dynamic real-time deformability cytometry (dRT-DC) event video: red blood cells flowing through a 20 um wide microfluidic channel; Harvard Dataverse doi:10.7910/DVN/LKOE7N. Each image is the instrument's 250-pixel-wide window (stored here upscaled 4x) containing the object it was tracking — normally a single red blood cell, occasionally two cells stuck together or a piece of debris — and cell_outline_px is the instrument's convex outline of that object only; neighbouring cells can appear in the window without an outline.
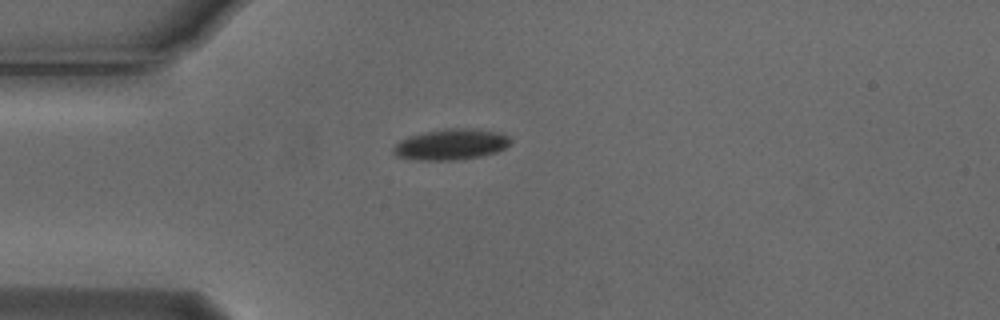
{"species": "Egyptian fruit bat (a non-hibernating species)", "species_latin": "Rousettus aegyptiacus", "temperature_condition": "cold", "stored_images_in_passage": 3, "camera_frame_rate_fps": 3000, "um_per_image_px": 0.085, "animal": {"sex": "male"}, "frame": {"image": 1, "passage_image": 1, "time_ms": 0.0, "image_size_px": [1000, 320], "cell_outline_px": [[512, 140], [504, 148], [496, 152], [480, 156], [452, 160], [420, 160], [396, 156], [392, 152], [392, 148], [400, 140], [408, 136], [424, 132], [444, 128], [472, 128], [496, 132], [508, 136]], "centroid_in_image_um": [38.3, 12.26], "position_along_channel_um": 46.7, "area_um2": 20.98}}